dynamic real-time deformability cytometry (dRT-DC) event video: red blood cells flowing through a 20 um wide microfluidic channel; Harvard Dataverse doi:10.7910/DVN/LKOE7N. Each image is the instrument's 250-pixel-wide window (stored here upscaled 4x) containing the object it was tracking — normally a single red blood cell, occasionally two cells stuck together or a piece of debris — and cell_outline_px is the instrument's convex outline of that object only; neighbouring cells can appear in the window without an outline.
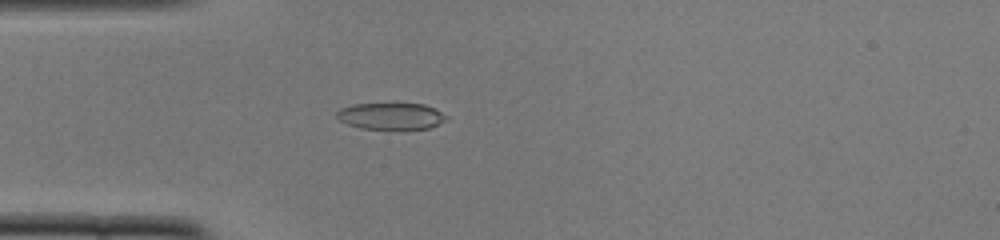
{"species": "common noctule bat (a hibernating species)", "species_latin": "Nyctalus noctula", "temperature_condition": "cold", "stored_images_in_passage": 51, "camera_frame_rate_fps": 3000, "um_per_image_px": 0.085, "animal": {"sex": "female", "body_mass_g": 22.0, "forearm_length_mm": 56.7}, "frame": {"image": 1, "passage_image": 14, "time_ms": 4.333, "image_size_px": [1000, 240], "cell_outline_px": [[448, 116], [444, 120], [428, 128], [360, 128], [348, 124], [340, 120], [336, 116], [336, 112], [340, 108], [352, 104], [424, 104], [436, 108]], "centroid_in_image_um": [33.21, 9.85], "position_along_channel_um": 51.8, "area_um2": 16.65}}
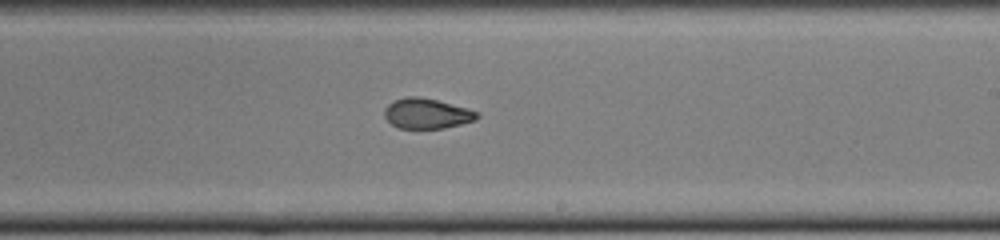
{"frame": {"image": 2, "passage_image": 30, "time_ms": 9.667, "image_size_px": [1000, 240], "cell_outline_px": [[480, 116], [476, 120], [444, 128], [396, 128], [384, 116], [384, 108], [388, 104], [396, 100], [408, 96], [416, 96], [436, 100], [468, 108], [480, 112]], "centroid_in_image_um": [36.3, 9.65], "position_along_channel_um": 252.7, "area_um2": 16.3}}
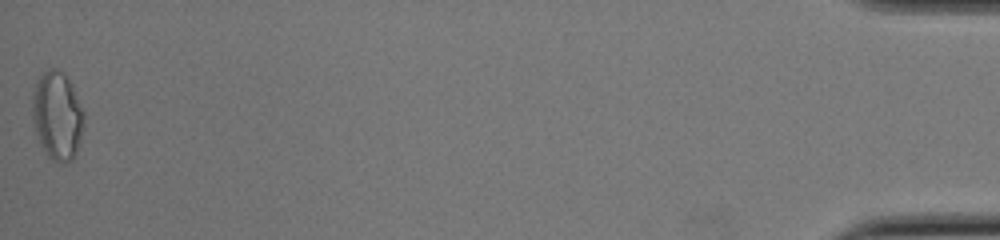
{"frame": {"image": 3, "passage_image": 51, "time_ms": 16.667, "image_size_px": [1000, 240], "cell_outline_px": [[84, 128], [76, 152], [72, 160], [68, 164], [60, 164], [52, 160], [48, 156], [36, 132], [32, 120], [32, 96], [36, 80], [48, 68], [56, 68], [64, 72], [72, 84], [84, 112]], "centroid_in_image_um": [4.88, 9.82], "position_along_channel_um": 430.3, "area_um2": 26.88}, "authors_computed_cell_mechanics": {"area_um2": 17.629, "velocity_mm_per_s": 3.9114, "shape_relaxation_time_tau1_ms": null, "shape_relaxation_time_tau2_ms": 1.573, "deformation_change_tau1": null, "deformation_change_tau2": 0.0712}}